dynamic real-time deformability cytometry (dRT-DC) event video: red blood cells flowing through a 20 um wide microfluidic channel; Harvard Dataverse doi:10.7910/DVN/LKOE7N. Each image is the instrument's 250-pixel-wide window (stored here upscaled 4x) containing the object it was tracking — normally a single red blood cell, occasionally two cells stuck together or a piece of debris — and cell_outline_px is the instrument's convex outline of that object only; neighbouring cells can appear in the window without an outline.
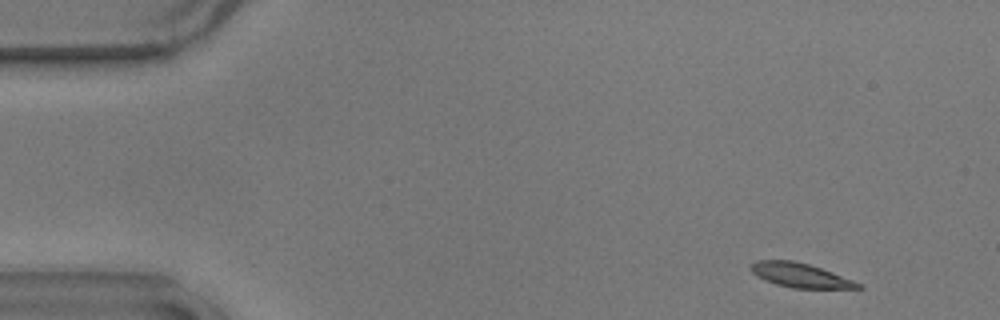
{"species": "common noctule bat (a hibernating species)", "species_latin": "Nyctalus noctula", "temperature_condition": "warm", "stored_images_in_passage": 53, "camera_frame_rate_fps": 3000, "um_per_image_px": 0.085, "animal": {"sex": "male", "body_mass_g": 17.9}, "frame": {"image": 1, "passage_image": 2, "time_ms": 0.333, "image_size_px": [1000, 320], "cell_outline_px": [[864, 288], [792, 288], [776, 284], [764, 280], [756, 276], [752, 272], [752, 264], [756, 260], [792, 260], [808, 264], [832, 272], [852, 280], [860, 284]], "centroid_in_image_um": [67.99, 23.4], "position_along_channel_um": 17.0, "area_um2": 14.91}}
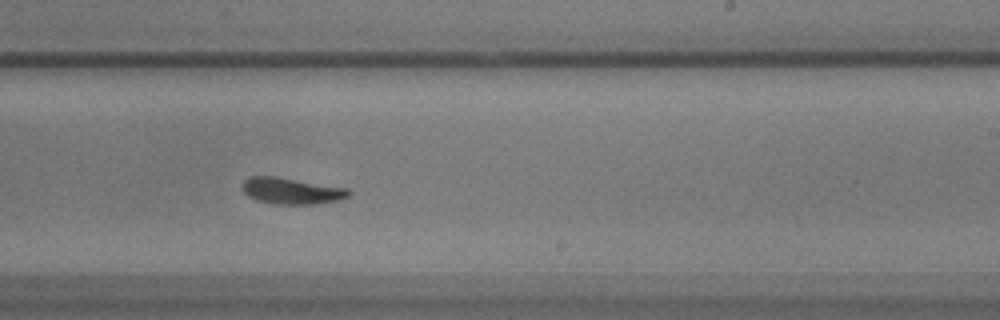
{"frame": {"image": 2, "passage_image": 31, "time_ms": 10.0, "image_size_px": [1000, 320], "cell_outline_px": [[352, 192], [348, 196], [336, 200], [312, 204], [272, 204], [256, 200], [248, 196], [244, 192], [244, 180], [248, 176], [276, 176], [348, 188]], "centroid_in_image_um": [24.76, 16.22], "position_along_channel_um": 264.2, "area_um2": 16.24}}
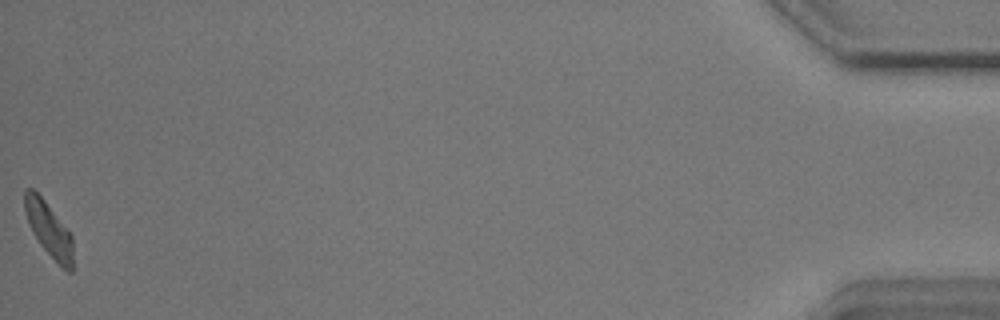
{"frame": {"image": 3, "passage_image": 53, "time_ms": 17.333, "image_size_px": [1000, 320], "cell_outline_px": [[72, 272], [68, 272], [40, 244], [32, 232], [28, 224], [24, 212], [24, 192], [28, 188], [32, 188], [44, 200], [72, 236]], "centroid_in_image_um": [4.11, 19.47], "position_along_channel_um": 431.1, "area_um2": 14.85}, "authors_computed_cell_mechanics": {"area_um2": 16.2996, "velocity_mm_per_s": 3.5965, "shape_relaxation_time_tau1_ms": 5.7171, "shape_relaxation_time_tau2_ms": 3.4799, "deformation_change_tau1": 0.1479, "deformation_change_tau2": 0.0984}}